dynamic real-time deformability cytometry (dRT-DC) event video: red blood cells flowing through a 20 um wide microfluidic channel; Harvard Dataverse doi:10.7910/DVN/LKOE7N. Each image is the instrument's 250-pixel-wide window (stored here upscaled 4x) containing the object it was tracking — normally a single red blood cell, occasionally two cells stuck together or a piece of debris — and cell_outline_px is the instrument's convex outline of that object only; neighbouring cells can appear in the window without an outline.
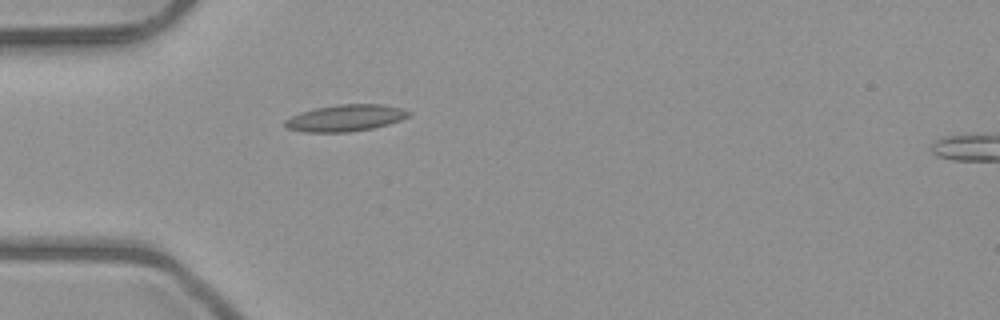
{"species": "common noctule bat (a hibernating species)", "species_latin": "Nyctalus noctula", "temperature_condition": "room temperature", "stored_images_in_passage": 2, "camera_frame_rate_fps": 3000, "um_per_image_px": 0.085, "animal": {"sex": "male", "body_mass_g": 23.1, "forearm_length_mm": 52.7}, "frame": {"image": 1, "passage_image": 1, "time_ms": 0.0, "image_size_px": [1000, 320], "cell_outline_px": [[412, 112], [408, 116], [400, 120], [388, 124], [372, 128], [348, 132], [304, 132], [288, 128], [284, 124], [284, 120], [300, 112], [316, 108], [336, 104], [380, 104], [404, 108]], "centroid_in_image_um": [29.38, 10.02], "position_along_channel_um": 55.6, "area_um2": 19.19}}